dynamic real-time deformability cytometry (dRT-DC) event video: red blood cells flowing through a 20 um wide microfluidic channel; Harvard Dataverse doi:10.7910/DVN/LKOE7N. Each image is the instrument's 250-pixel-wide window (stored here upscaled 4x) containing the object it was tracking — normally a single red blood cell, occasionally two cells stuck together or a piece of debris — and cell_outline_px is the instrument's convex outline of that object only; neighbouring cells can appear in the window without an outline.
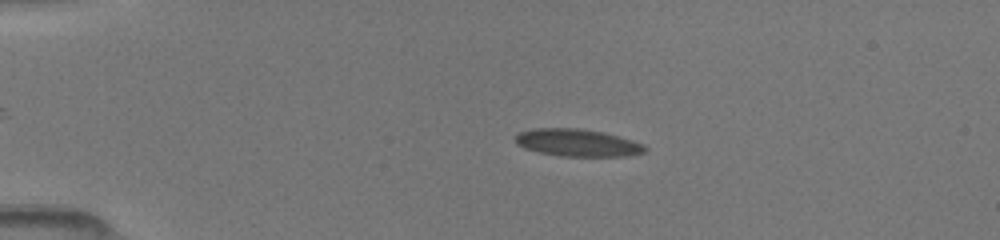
{"species": "common noctule bat (a hibernating species)", "species_latin": "Nyctalus noctula", "temperature_condition": "room temperature", "stored_images_in_passage": 33, "camera_frame_rate_fps": 3000, "um_per_image_px": 0.085, "animal": {"sex": "female", "body_mass_g": 19.5, "forearm_length_mm": 54.1}, "frame": {"image": 1, "passage_image": 7, "time_ms": 3.333, "image_size_px": [1000, 240], "cell_outline_px": [[648, 148], [644, 152], [628, 156], [560, 156], [540, 152], [524, 148], [516, 144], [512, 136], [520, 132], [536, 128], [580, 128], [600, 132], [632, 140], [644, 144]], "centroid_in_image_um": [49.05, 12.13], "position_along_channel_um": 36.0, "area_um2": 20.63}}
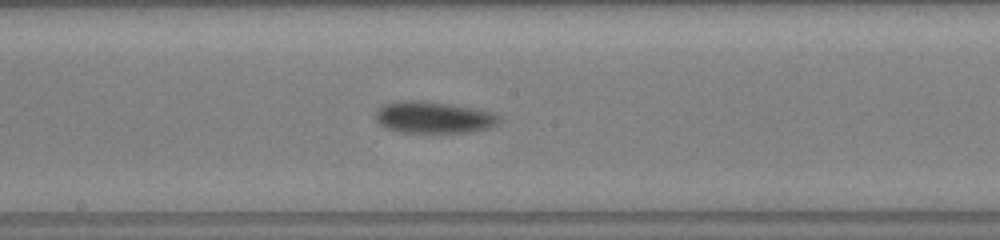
{"frame": {"image": 2, "passage_image": 18, "time_ms": 9.0, "image_size_px": [1000, 240], "cell_outline_px": [[500, 116], [496, 124], [488, 128], [464, 132], [400, 132], [384, 128], [376, 120], [376, 112], [384, 104], [400, 100], [412, 100], [448, 104], [488, 112]], "centroid_in_image_um": [36.76, 9.98], "position_along_channel_um": 211.4, "area_um2": 22.2}}
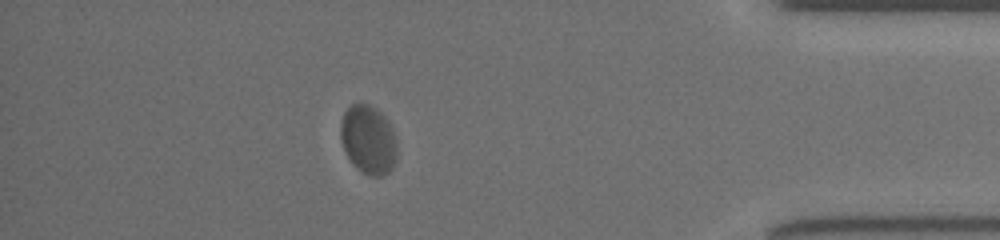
{"frame": {"image": 3, "passage_image": 29, "time_ms": 14.667, "image_size_px": [1000, 240], "cell_outline_px": [[396, 160], [392, 168], [388, 172], [380, 176], [368, 176], [356, 168], [352, 164], [344, 148], [340, 136], [340, 124], [344, 112], [352, 104], [368, 104], [376, 108], [388, 120], [392, 128], [396, 140]], "centroid_in_image_um": [31.31, 11.88], "position_along_channel_um": 403.9, "area_um2": 22.66}}